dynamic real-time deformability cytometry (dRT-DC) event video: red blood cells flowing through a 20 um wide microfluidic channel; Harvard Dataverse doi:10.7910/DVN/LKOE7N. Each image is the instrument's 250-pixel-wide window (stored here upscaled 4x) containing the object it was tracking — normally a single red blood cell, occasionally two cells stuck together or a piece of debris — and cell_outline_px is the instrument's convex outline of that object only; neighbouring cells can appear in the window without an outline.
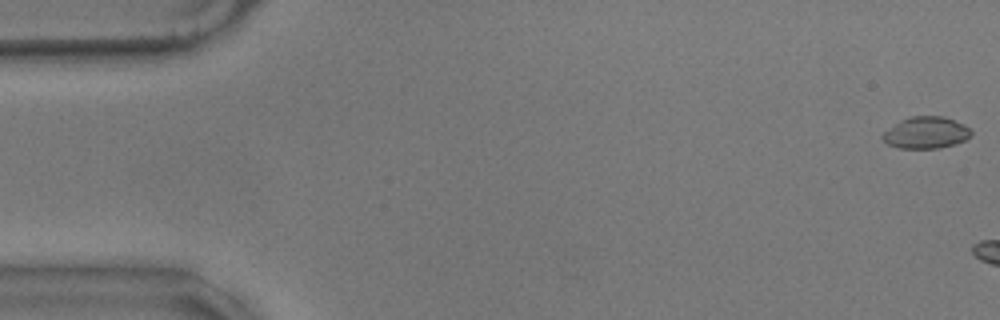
{"species": "common noctule bat (a hibernating species)", "species_latin": "Nyctalus noctula", "temperature_condition": "warm", "stored_images_in_passage": 6, "camera_frame_rate_fps": 3000, "um_per_image_px": 0.085, "animal": {"sex": "male", "body_mass_g": 17.9}, "frame": {"image": 1, "passage_image": 1, "time_ms": 0.0, "image_size_px": [1000, 320], "cell_outline_px": [[972, 132], [964, 140], [956, 144], [940, 148], [900, 148], [888, 144], [880, 136], [884, 132], [900, 120], [908, 116], [944, 116], [964, 124]], "centroid_in_image_um": [78.7, 11.27], "position_along_channel_um": 6.3, "area_um2": 16.3}}